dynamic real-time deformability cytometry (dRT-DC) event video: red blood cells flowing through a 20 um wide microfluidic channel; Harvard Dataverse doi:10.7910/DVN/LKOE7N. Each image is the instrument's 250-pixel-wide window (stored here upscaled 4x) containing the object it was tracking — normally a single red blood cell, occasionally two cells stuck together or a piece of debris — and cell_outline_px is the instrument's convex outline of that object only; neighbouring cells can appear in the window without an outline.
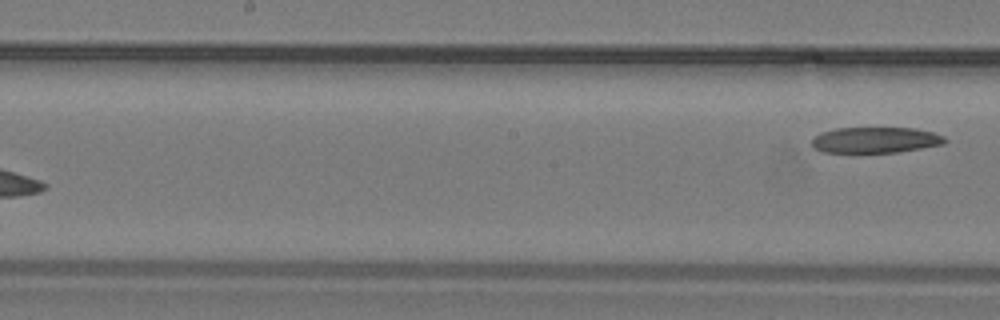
{"species": "common noctule bat (a hibernating species)", "species_latin": "Nyctalus noctula", "temperature_condition": "warm", "stored_images_in_passage": 12, "segment_of_instrument_passage": [2, 2], "camera_frame_rate_fps": 3000, "um_per_image_px": 0.085, "animal": {"sex": "male", "body_mass_g": 19.2, "forearm_length_mm": 51.8}, "frame": {"image": 1, "passage_image": 12, "time_ms": 3.667, "image_size_px": [1000, 320], "cell_outline_px": [[948, 140], [944, 144], [896, 152], [820, 152], [812, 148], [812, 140], [820, 132], [836, 128], [916, 128], [932, 132], [944, 136]], "centroid_in_image_um": [74.39, 11.9], "position_along_channel_um": 173.8, "area_um2": 20.06}}